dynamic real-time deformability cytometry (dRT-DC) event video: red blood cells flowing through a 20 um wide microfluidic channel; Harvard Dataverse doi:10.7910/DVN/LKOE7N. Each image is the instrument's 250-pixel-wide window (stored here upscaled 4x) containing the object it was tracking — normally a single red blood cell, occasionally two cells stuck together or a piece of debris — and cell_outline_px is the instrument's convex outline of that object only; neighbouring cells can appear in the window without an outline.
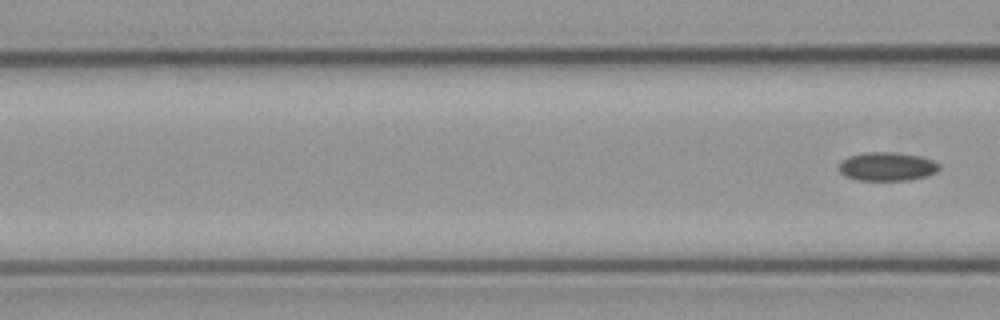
{"species": "common noctule bat (a hibernating species)", "species_latin": "Nyctalus noctula", "temperature_condition": "cold", "stored_images_in_passage": 4, "segment_of_instrument_passage": [2, 2], "camera_frame_rate_fps": 3000, "um_per_image_px": 0.085, "animal": {"sex": "male", "body_mass_g": 23.1, "forearm_length_mm": 52.7}, "frame": {"image": 1, "passage_image": 4, "time_ms": 4.667, "image_size_px": [1000, 320], "cell_outline_px": [[940, 168], [936, 172], [928, 176], [908, 180], [860, 180], [848, 176], [840, 172], [840, 164], [848, 156], [868, 152], [892, 152], [920, 156], [932, 160], [940, 164]], "centroid_in_image_um": [75.46, 14.15], "position_along_channel_um": 91.1, "area_um2": 16.53}}